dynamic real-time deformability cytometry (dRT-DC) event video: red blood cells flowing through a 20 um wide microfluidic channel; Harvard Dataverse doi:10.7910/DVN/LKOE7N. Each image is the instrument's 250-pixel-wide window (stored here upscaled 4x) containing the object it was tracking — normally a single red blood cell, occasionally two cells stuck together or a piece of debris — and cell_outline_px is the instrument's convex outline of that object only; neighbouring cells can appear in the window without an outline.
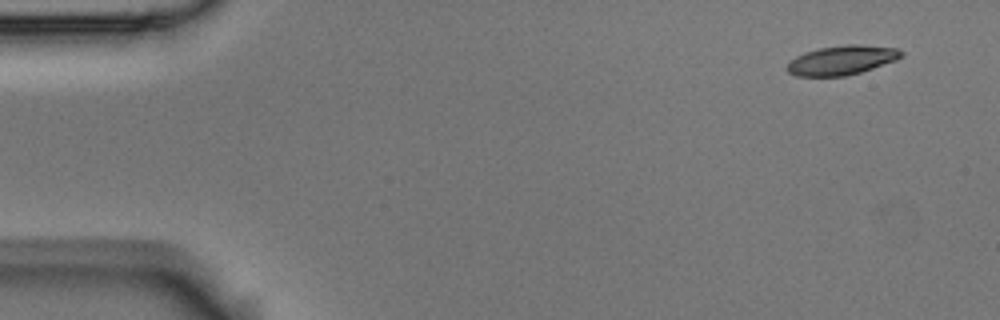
{"species": "Egyptian fruit bat (a non-hibernating species)", "species_latin": "Rousettus aegyptiacus", "temperature_condition": "room temperature", "stored_images_in_passage": 6, "camera_frame_rate_fps": 3000, "um_per_image_px": 0.085, "animal": {"sex": "male"}, "frame": {"image": 1, "passage_image": 1, "time_ms": 0.0, "image_size_px": [1000, 320], "cell_outline_px": [[904, 56], [896, 60], [860, 72], [844, 76], [796, 76], [788, 72], [784, 68], [796, 56], [804, 52], [820, 48], [844, 44], [860, 44], [896, 48], [904, 52]], "centroid_in_image_um": [71.55, 5.11], "position_along_channel_um": 13.4, "area_um2": 19.54}}
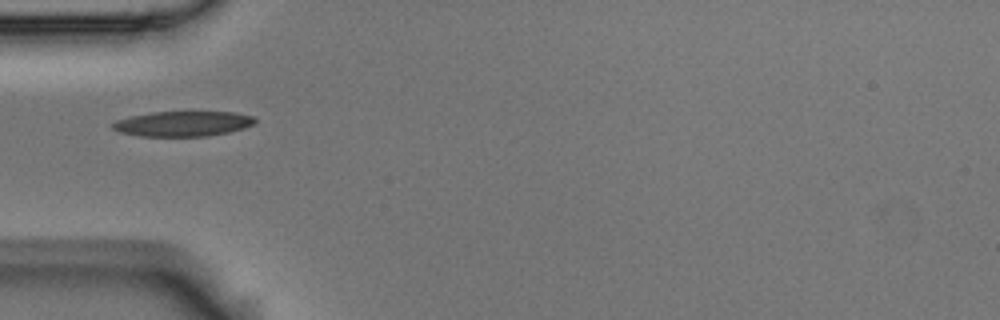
{"frame": {"image": 2, "passage_image": 5, "time_ms": 1.333, "image_size_px": [1000, 320], "cell_outline_px": [[256, 120], [252, 124], [244, 128], [228, 132], [208, 136], [140, 136], [120, 132], [112, 128], [112, 124], [116, 120], [128, 116], [152, 112], [236, 112], [252, 116]], "centroid_in_image_um": [15.52, 10.51], "position_along_channel_um": 69.5, "area_um2": 20.81}}
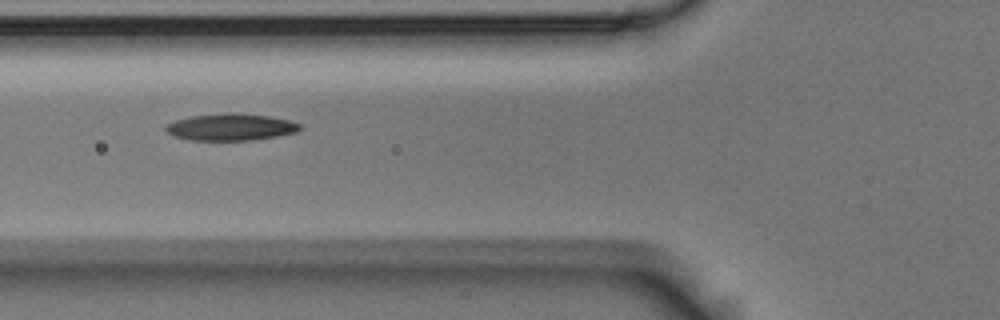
{"frame": {"image": 3, "passage_image": 6, "time_ms": 1.667, "image_size_px": [1000, 320], "cell_outline_px": [[300, 128], [296, 132], [276, 136], [252, 140], [188, 140], [176, 136], [168, 132], [164, 128], [168, 124], [176, 120], [192, 116], [228, 112], [232, 112], [268, 116], [288, 120], [300, 124]], "centroid_in_image_um": [19.61, 10.8], "position_along_channel_um": 106.2, "area_um2": 20.75}}